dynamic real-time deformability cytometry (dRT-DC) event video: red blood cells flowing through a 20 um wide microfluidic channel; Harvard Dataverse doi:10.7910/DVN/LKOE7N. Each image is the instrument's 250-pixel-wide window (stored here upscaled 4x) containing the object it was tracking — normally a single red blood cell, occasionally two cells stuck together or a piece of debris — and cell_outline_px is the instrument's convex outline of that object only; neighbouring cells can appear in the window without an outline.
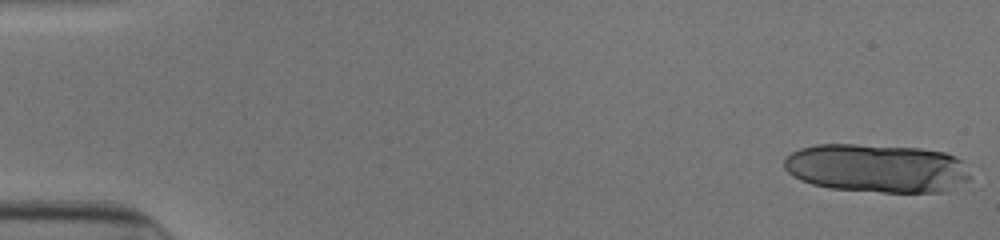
{"species": "human", "species_latin": "Homo sapiens", "temperature_condition": "cold", "stored_images_in_passage": 16, "camera_frame_rate_fps": 3000, "um_per_image_px": 0.085, "donor": {"sex": "male"}, "frame": {"image": 1, "passage_image": 1, "time_ms": 0.0, "image_size_px": [1000, 240], "cell_outline_px": [[972, 176], [968, 180], [940, 192], [880, 192], [832, 188], [812, 184], [800, 180], [792, 176], [784, 168], [784, 160], [792, 152], [800, 148], [816, 144], [856, 144], [920, 148], [944, 152], [956, 156], [960, 160]], "centroid_in_image_um": [74.5, 14.29], "position_along_channel_um": 10.5, "area_um2": 52.6}}